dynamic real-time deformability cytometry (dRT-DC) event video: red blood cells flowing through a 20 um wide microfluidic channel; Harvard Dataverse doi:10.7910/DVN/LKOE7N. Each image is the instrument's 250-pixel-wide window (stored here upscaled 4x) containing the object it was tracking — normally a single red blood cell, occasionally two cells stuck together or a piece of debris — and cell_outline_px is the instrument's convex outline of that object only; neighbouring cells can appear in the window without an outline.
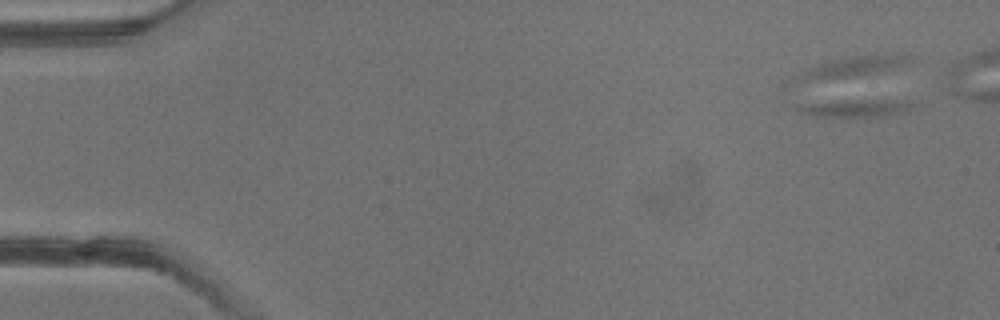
{"species": "common noctule bat (a hibernating species)", "species_latin": "Nyctalus noctula", "temperature_condition": "warm", "stored_images_in_passage": 4, "camera_frame_rate_fps": 3000, "um_per_image_px": 0.085, "animal": {"sex": "male", "body_mass_g": 13.3}, "frame": {"image": 1, "passage_image": 1, "time_ms": 0.0, "image_size_px": [1000, 320], "cell_outline_px": [[920, 104], [904, 112], [884, 116], [820, 116], [804, 112], [792, 108], [812, 104], [880, 100], [920, 100]], "centroid_in_image_um": [73.11, 9.19], "position_along_channel_um": 11.9, "area_um2": 10.98}}